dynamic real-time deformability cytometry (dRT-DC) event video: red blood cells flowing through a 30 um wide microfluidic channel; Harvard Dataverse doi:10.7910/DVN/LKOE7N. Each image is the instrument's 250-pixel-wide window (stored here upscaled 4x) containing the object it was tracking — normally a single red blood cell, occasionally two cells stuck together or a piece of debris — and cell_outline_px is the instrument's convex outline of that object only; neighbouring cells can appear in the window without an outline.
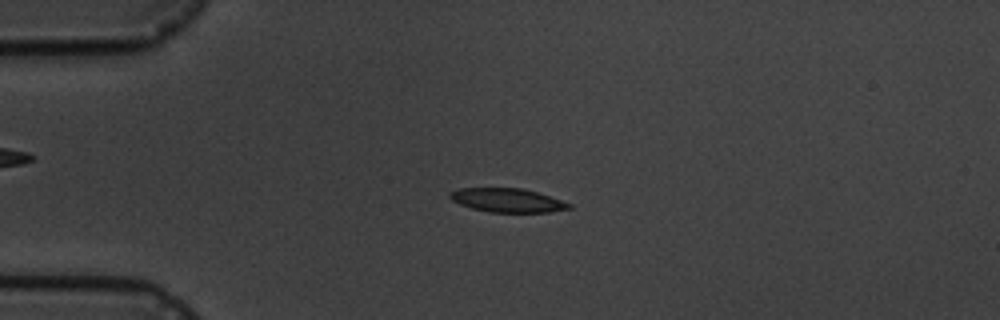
{"species": "common noctule bat (a hibernating species)", "species_latin": "Nyctalus noctula", "temperature_condition": "cold", "stored_images_in_passage": 6, "camera_frame_rate_fps": 3000, "um_per_image_px": 0.085, "animal": {"sex": "male", "body_mass_g": 19.5, "forearm_length_mm": 54.6}, "frame": {"image": 1, "passage_image": 5, "time_ms": 4.667, "image_size_px": [1000, 320], "cell_outline_px": [[572, 208], [548, 212], [488, 212], [472, 208], [460, 204], [452, 200], [448, 196], [452, 192], [460, 188], [520, 188], [536, 192], [572, 204]], "centroid_in_image_um": [43.12, 17.03], "position_along_channel_um": 41.9, "area_um2": 16.3}}